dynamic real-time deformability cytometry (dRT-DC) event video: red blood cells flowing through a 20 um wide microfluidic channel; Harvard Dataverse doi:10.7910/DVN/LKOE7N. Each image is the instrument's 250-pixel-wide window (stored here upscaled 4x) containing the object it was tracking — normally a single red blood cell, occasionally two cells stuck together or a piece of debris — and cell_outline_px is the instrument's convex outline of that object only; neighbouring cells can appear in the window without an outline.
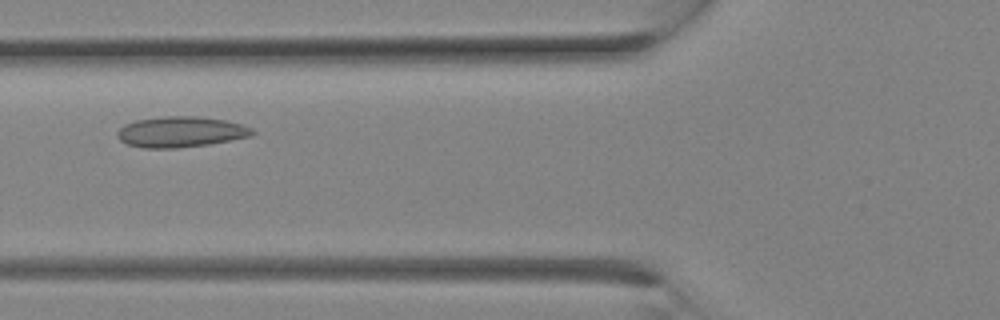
{"species": "Egyptian fruit bat (a non-hibernating species)", "species_latin": "Rousettus aegyptiacus", "temperature_condition": "room temperature", "stored_images_in_passage": 24, "camera_frame_rate_fps": 3000, "um_per_image_px": 0.085, "animal": {"sex": "female"}, "frame": {"image": 1, "passage_image": 7, "time_ms": 2.0, "image_size_px": [1000, 320], "cell_outline_px": [[256, 132], [252, 136], [208, 144], [176, 148], [144, 148], [128, 144], [120, 140], [116, 136], [116, 132], [124, 124], [136, 120], [164, 116], [196, 116], [224, 120], [244, 124], [252, 128]], "centroid_in_image_um": [15.37, 11.2], "position_along_channel_um": 110.4, "area_um2": 24.22}}
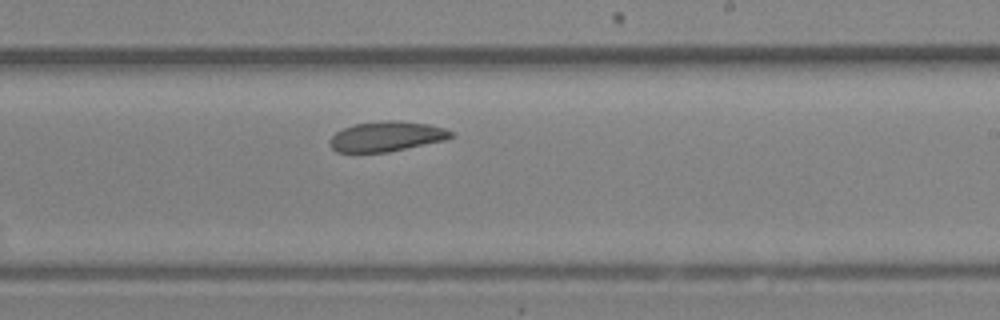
{"frame": {"image": 2, "passage_image": 13, "time_ms": 4.0, "image_size_px": [1000, 320], "cell_outline_px": [[456, 136], [444, 140], [388, 152], [336, 152], [328, 144], [328, 140], [336, 132], [352, 124], [384, 120], [396, 120], [428, 124], [444, 128], [452, 132]], "centroid_in_image_um": [32.83, 11.59], "position_along_channel_um": 256.2, "area_um2": 21.27}}
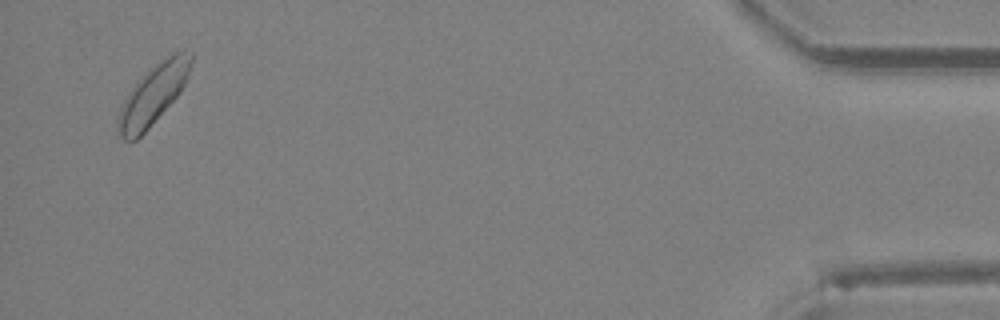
{"frame": {"image": 3, "passage_image": 23, "time_ms": 7.333, "image_size_px": [1000, 320], "cell_outline_px": [[192, 60], [184, 84], [180, 92], [148, 128], [136, 140], [124, 140], [120, 136], [116, 124], [116, 120], [120, 108], [128, 92], [136, 80], [156, 64], [168, 56], [176, 52], [192, 52]], "centroid_in_image_um": [12.96, 8.06], "position_along_channel_um": 422.2, "area_um2": 24.85}}